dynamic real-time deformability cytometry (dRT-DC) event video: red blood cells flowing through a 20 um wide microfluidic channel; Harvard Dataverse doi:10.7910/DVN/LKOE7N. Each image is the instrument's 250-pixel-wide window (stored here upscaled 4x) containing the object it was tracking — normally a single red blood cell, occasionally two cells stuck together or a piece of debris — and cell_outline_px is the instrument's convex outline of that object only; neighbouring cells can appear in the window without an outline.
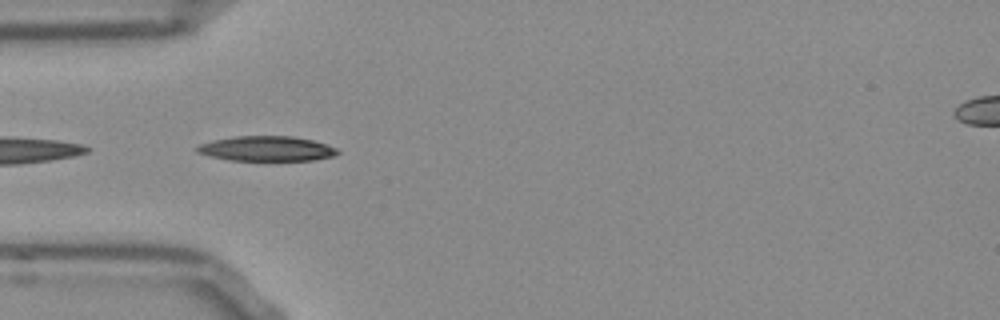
{"species": "Egyptian fruit bat (a non-hibernating species)", "species_latin": "Rousettus aegyptiacus", "temperature_condition": "room temperature", "stored_images_in_passage": 9, "camera_frame_rate_fps": 3000, "um_per_image_px": 0.085, "frame": {"image": 1, "passage_image": 1, "time_ms": 0.0, "image_size_px": [1000, 320], "cell_outline_px": [[340, 152], [332, 156], [316, 160], [232, 160], [212, 156], [196, 152], [196, 148], [200, 144], [212, 140], [232, 136], [292, 136], [312, 140], [328, 144], [336, 148]], "centroid_in_image_um": [22.68, 12.62], "position_along_channel_um": 62.3, "area_um2": 20.35}}